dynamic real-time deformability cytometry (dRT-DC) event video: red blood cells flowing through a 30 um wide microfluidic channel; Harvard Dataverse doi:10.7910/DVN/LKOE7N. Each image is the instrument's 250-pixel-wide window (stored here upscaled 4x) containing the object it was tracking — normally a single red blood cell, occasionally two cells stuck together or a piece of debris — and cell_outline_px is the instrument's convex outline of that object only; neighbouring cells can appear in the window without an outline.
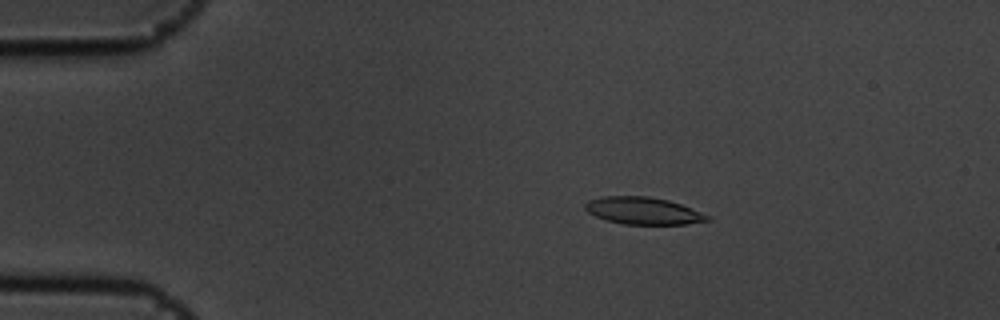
{"species": "common noctule bat (a hibernating species)", "species_latin": "Nyctalus noctula", "temperature_condition": "cold", "stored_images_in_passage": 4, "camera_frame_rate_fps": 3000, "um_per_image_px": 0.085, "animal": {"sex": "male", "body_mass_g": 19.5, "forearm_length_mm": 54.6}, "frame": {"image": 1, "passage_image": 3, "time_ms": 0.667, "image_size_px": [1000, 320], "cell_outline_px": [[712, 220], [688, 224], [624, 224], [608, 220], [596, 216], [588, 212], [584, 208], [584, 204], [588, 200], [604, 196], [648, 196], [668, 200], [680, 204], [712, 216]], "centroid_in_image_um": [54.7, 17.91], "position_along_channel_um": 30.3, "area_um2": 19.36}}